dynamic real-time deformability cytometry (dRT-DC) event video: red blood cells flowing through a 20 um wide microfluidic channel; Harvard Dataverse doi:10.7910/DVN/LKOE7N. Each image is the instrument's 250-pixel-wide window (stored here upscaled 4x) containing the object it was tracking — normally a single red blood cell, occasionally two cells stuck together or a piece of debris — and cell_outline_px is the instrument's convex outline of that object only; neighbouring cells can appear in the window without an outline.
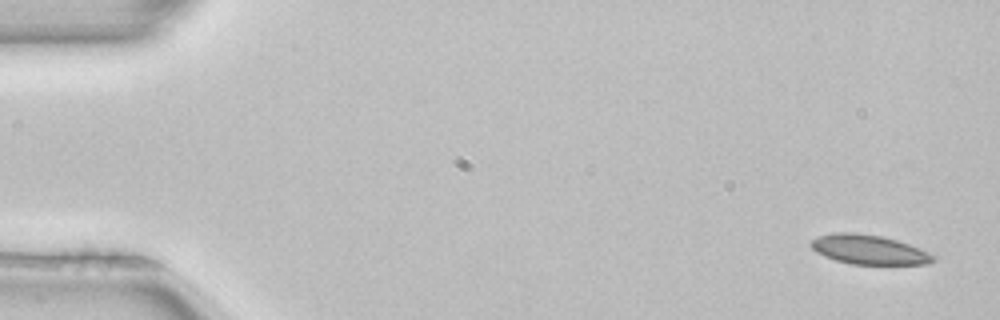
{"species": "common noctule bat (a hibernating species)", "species_latin": "Nyctalus noctula", "temperature_condition": "room temperature", "stored_images_in_passage": 5, "segment_of_instrument_passage": [1, 2], "camera_frame_rate_fps": 3000, "um_per_image_px": 0.085, "animal": {"sex": "female", "body_mass_g": 22.7, "forearm_length_mm": 54.2}, "frame": {"image": 1, "passage_image": 1, "time_ms": 0.0, "image_size_px": [1000, 320], "cell_outline_px": [[936, 260], [928, 264], [852, 264], [836, 260], [824, 256], [816, 252], [812, 248], [812, 240], [820, 236], [836, 232], [852, 232], [880, 236], [896, 240], [908, 244], [936, 256]], "centroid_in_image_um": [73.87, 21.22], "position_along_channel_um": 11.1, "area_um2": 20.63}}